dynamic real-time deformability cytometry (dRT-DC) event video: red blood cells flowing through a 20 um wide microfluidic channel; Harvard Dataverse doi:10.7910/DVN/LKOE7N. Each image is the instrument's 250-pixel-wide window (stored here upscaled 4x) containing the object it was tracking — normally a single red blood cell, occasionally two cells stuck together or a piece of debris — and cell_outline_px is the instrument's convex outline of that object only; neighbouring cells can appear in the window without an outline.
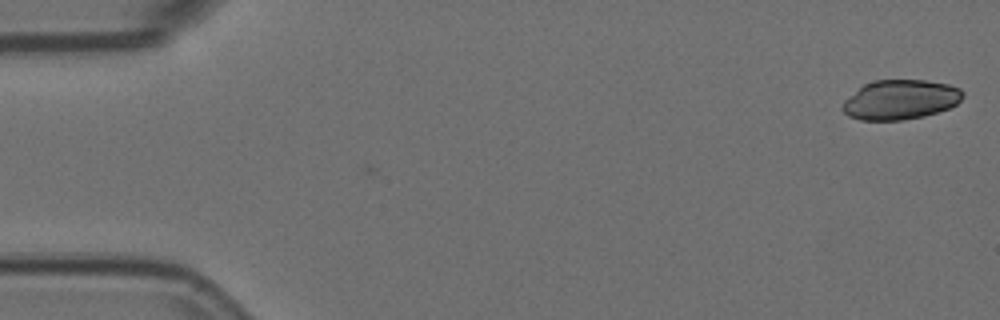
{"species": "Egyptian fruit bat (a non-hibernating species)", "species_latin": "Rousettus aegyptiacus", "temperature_condition": "room temperature", "stored_images_in_passage": 2, "camera_frame_rate_fps": 3000, "um_per_image_px": 0.085, "animal": {"sex": "female"}, "frame": {"image": 1, "passage_image": 2, "time_ms": 0.333, "image_size_px": [1000, 320], "cell_outline_px": [[964, 96], [956, 104], [948, 108], [924, 116], [904, 120], [860, 120], [848, 116], [840, 108], [844, 100], [864, 84], [876, 80], [924, 80], [948, 84], [960, 88], [964, 92]], "centroid_in_image_um": [76.52, 8.47], "position_along_channel_um": 8.5, "area_um2": 27.8}}